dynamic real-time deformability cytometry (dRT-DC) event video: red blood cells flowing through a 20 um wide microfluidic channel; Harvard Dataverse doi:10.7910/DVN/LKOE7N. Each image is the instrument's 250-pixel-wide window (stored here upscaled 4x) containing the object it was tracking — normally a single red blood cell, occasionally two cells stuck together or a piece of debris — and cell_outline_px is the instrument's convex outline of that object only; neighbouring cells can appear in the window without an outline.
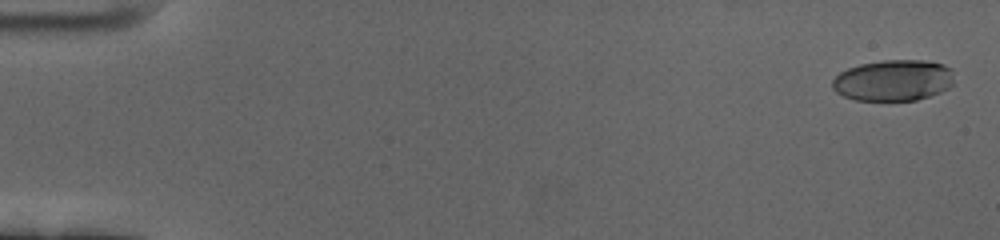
{"species": "human", "species_latin": "Homo sapiens", "temperature_condition": "cold", "stored_images_in_passage": 60, "camera_frame_rate_fps": 3000, "um_per_image_px": 0.085, "donor": {"sex": "female"}, "frame": {"image": 1, "passage_image": 2, "time_ms": 0.333, "image_size_px": [1000, 240], "cell_outline_px": [[952, 84], [948, 88], [940, 92], [916, 100], [856, 100], [844, 96], [836, 92], [832, 88], [832, 80], [840, 72], [848, 68], [860, 64], [884, 60], [924, 60], [944, 64], [952, 68]], "centroid_in_image_um": [75.93, 6.82], "position_along_channel_um": 9.1, "area_um2": 29.19}}
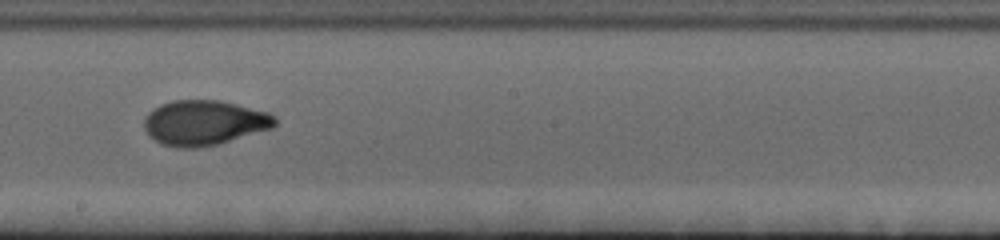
{"frame": {"image": 2, "passage_image": 35, "time_ms": 11.333, "image_size_px": [1000, 240], "cell_outline_px": [[276, 124], [272, 128], [216, 144], [200, 148], [176, 148], [160, 144], [148, 136], [144, 128], [144, 116], [152, 108], [160, 104], [172, 100], [220, 100], [268, 112], [276, 116]], "centroid_in_image_um": [17.3, 10.43], "position_along_channel_um": 230.9, "area_um2": 34.56}}
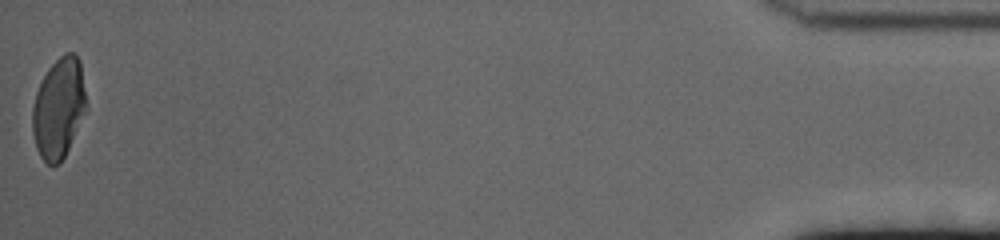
{"frame": {"image": 3, "passage_image": 60, "time_ms": 19.667, "image_size_px": [1000, 240], "cell_outline_px": [[88, 108], [60, 164], [48, 164], [40, 156], [36, 148], [32, 132], [32, 108], [36, 92], [48, 68], [64, 52], [76, 52], [80, 60]], "centroid_in_image_um": [5.0, 9.16], "position_along_channel_um": 430.2, "area_um2": 31.67}, "authors_computed_cell_mechanics": {"area_um2": 32.5125, "velocity_mm_per_s": 3.4471, "shape_relaxation_time_tau1_ms": 5.5316, "shape_relaxation_time_tau2_ms": 1.2397, "deformation_change_tau1": 0.2003, "deformation_change_tau2": 0.0564}}